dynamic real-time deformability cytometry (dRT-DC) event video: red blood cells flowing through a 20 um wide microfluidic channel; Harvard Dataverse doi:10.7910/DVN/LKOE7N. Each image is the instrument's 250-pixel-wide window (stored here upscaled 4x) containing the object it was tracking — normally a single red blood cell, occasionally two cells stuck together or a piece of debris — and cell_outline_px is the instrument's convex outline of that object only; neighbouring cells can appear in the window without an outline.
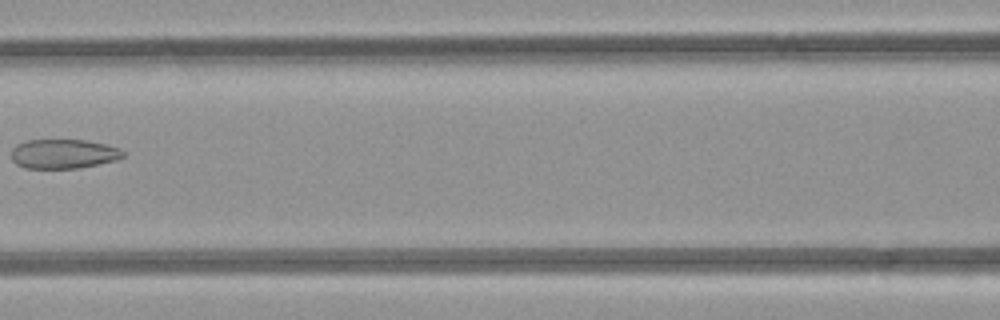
{"species": "common noctule bat (a hibernating species)", "species_latin": "Nyctalus noctula", "temperature_condition": "room temperature", "stored_images_in_passage": 5, "camera_frame_rate_fps": 3000, "um_per_image_px": 0.085, "animal": {"sex": "female", "body_mass_g": 21.9}, "frame": {"image": 1, "passage_image": 5, "time_ms": 4.667, "image_size_px": [1000, 320], "cell_outline_px": [[124, 156], [116, 160], [80, 168], [24, 168], [16, 164], [12, 160], [12, 148], [16, 144], [24, 140], [84, 140], [108, 144], [120, 148], [124, 152]], "centroid_in_image_um": [5.39, 13.07], "position_along_channel_um": 161.2, "area_um2": 19.31}}